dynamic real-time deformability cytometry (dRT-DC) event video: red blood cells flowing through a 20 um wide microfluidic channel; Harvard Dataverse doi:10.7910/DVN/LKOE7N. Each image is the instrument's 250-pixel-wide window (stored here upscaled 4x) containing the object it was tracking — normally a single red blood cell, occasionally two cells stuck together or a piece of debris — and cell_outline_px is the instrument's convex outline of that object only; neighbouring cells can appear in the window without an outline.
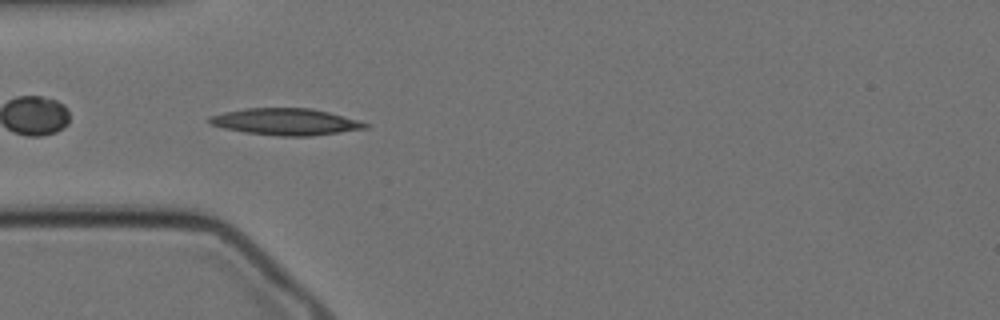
{"species": "Egyptian fruit bat (a non-hibernating species)", "species_latin": "Rousettus aegyptiacus", "temperature_condition": "cold", "stored_images_in_passage": 58, "camera_frame_rate_fps": 3000, "um_per_image_px": 0.085, "animal": {"sex": "female"}, "frame": {"image": 1, "passage_image": 16, "time_ms": 5.0, "image_size_px": [1000, 320], "cell_outline_px": [[372, 124], [368, 128], [312, 136], [280, 136], [244, 132], [224, 128], [212, 124], [208, 120], [208, 116], [224, 112], [244, 108], [312, 108], [328, 112]], "centroid_in_image_um": [24.3, 10.35], "position_along_channel_um": 60.7, "area_um2": 24.22}}
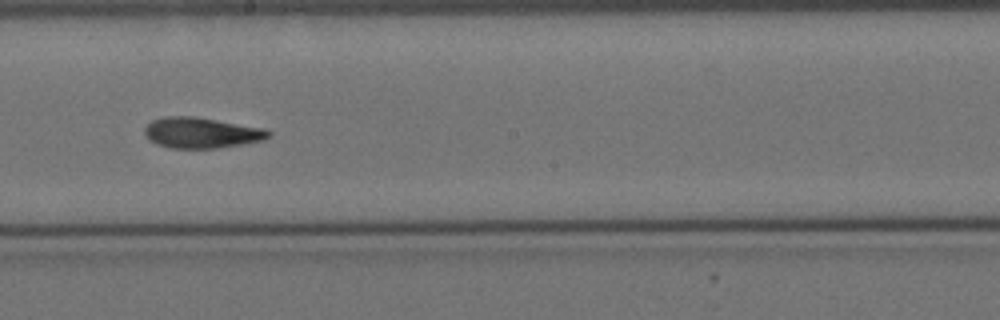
{"frame": {"image": 2, "passage_image": 31, "time_ms": 10.0, "image_size_px": [1000, 320], "cell_outline_px": [[272, 136], [264, 140], [216, 148], [172, 148], [156, 144], [148, 140], [144, 132], [144, 128], [152, 120], [168, 116], [192, 116], [264, 128], [272, 132]], "centroid_in_image_um": [17.11, 11.29], "position_along_channel_um": 231.1, "area_um2": 22.08}}
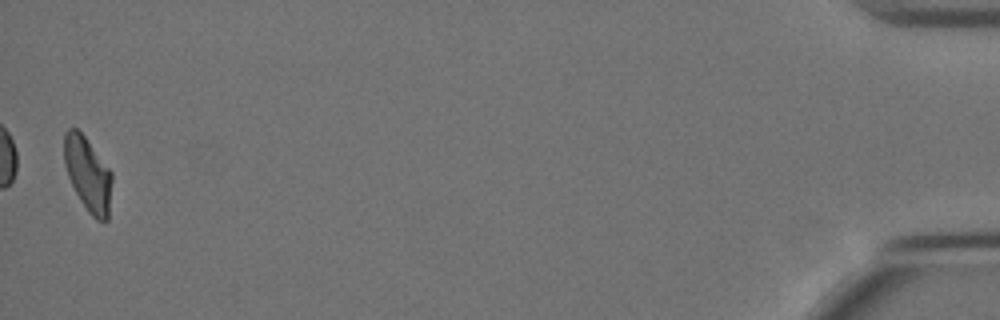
{"frame": {"image": 3, "passage_image": 57, "time_ms": 18.667, "image_size_px": [1000, 320], "cell_outline_px": [[112, 180], [108, 220], [96, 220], [88, 212], [80, 200], [68, 176], [64, 164], [64, 132], [68, 128], [76, 128], [84, 136], [112, 172]], "centroid_in_image_um": [7.46, 14.81], "position_along_channel_um": 427.7, "area_um2": 20.52}, "authors_computed_cell_mechanics": {"area_um2": 21.964, "velocity_mm_per_s": 3.414, "shape_relaxation_time_tau1_ms": 6.7193, "shape_relaxation_time_tau2_ms": 5.0014, "deformation_change_tau1": 0.2013, "deformation_change_tau2": 0.129}}